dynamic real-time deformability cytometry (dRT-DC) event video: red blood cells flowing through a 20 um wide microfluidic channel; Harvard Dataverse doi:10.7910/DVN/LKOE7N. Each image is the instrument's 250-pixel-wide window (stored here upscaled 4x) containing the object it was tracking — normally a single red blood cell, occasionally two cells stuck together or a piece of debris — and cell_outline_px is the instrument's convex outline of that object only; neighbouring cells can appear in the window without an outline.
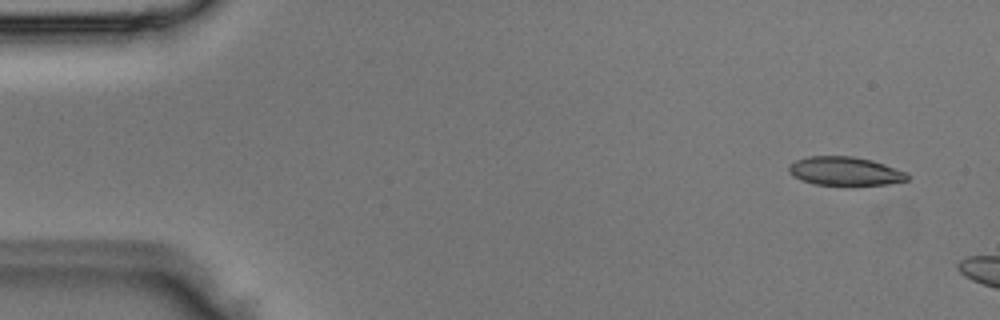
{"species": "Egyptian fruit bat (a non-hibernating species)", "species_latin": "Rousettus aegyptiacus", "temperature_condition": "room temperature", "stored_images_in_passage": 2, "camera_frame_rate_fps": 3000, "um_per_image_px": 0.085, "animal": {"sex": "male"}, "frame": {"image": 1, "passage_image": 1, "time_ms": 0.0, "image_size_px": [1000, 320], "cell_outline_px": [[908, 180], [888, 184], [812, 184], [800, 180], [792, 176], [788, 172], [788, 168], [796, 160], [808, 156], [852, 156], [872, 160], [908, 172]], "centroid_in_image_um": [71.81, 14.54], "position_along_channel_um": 13.2, "area_um2": 19.65}}